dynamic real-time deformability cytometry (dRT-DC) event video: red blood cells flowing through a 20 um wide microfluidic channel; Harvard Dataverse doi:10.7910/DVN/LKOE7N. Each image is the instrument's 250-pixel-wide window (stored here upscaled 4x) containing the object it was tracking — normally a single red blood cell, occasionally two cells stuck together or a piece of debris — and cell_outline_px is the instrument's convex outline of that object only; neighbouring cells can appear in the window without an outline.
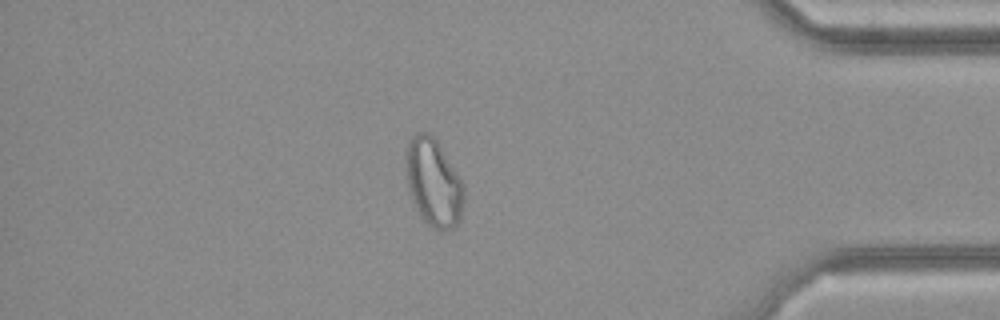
{"species": "common noctule bat (a hibernating species)", "species_latin": "Nyctalus noctula", "temperature_condition": "cold", "stored_images_in_passage": 33, "camera_frame_rate_fps": 3000, "um_per_image_px": 0.085, "animal": {"sex": "female", "body_mass_g": 21.9}, "frame": {"image": 1, "passage_image": 28, "time_ms": 9.0, "image_size_px": [1000, 320], "cell_outline_px": [[464, 196], [460, 220], [452, 228], [432, 228], [424, 220], [416, 208], [408, 188], [404, 168], [404, 152], [412, 136], [420, 132], [428, 132], [436, 140], [464, 184]], "centroid_in_image_um": [36.82, 15.49], "position_along_channel_um": 398.4, "area_um2": 29.48}}